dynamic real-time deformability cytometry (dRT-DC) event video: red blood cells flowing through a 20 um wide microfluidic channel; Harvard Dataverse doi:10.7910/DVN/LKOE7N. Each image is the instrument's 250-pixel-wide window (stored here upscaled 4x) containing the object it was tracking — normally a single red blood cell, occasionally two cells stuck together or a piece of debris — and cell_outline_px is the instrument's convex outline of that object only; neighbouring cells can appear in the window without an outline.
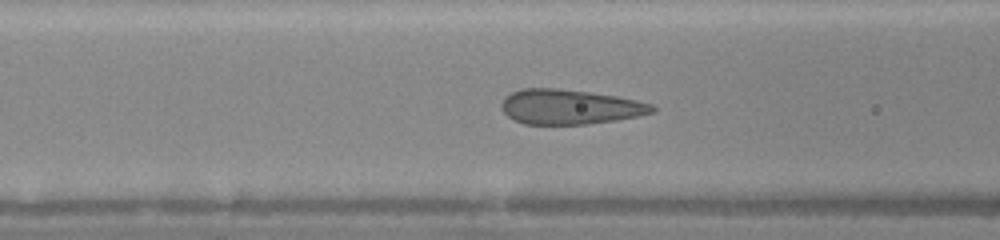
{"species": "human", "species_latin": "Homo sapiens", "temperature_condition": "warm", "stored_images_in_passage": 45, "camera_frame_rate_fps": 3000, "um_per_image_px": 0.085, "donor": {"sex": "female"}, "frame": {"image": 1, "passage_image": 18, "time_ms": 5.667, "image_size_px": [1000, 240], "cell_outline_px": [[656, 112], [616, 120], [588, 124], [524, 124], [508, 116], [500, 108], [500, 104], [504, 96], [520, 88], [556, 88], [588, 92], [616, 96], [636, 100], [652, 104], [656, 108]], "centroid_in_image_um": [48.4, 9.08], "position_along_channel_um": 118.2, "area_um2": 30.63}}
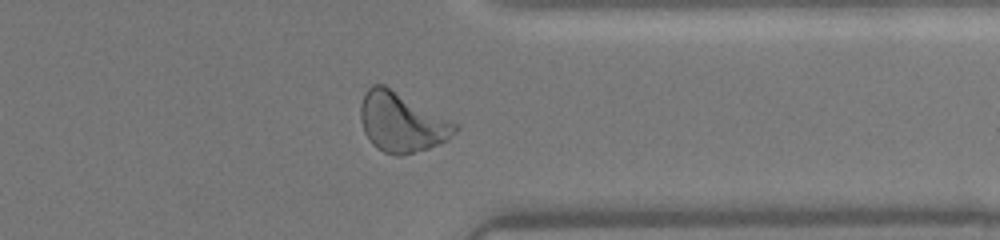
{"frame": {"image": 2, "passage_image": 36, "time_ms": 11.667, "image_size_px": [1000, 240], "cell_outline_px": [[460, 128], [448, 140], [428, 148], [400, 156], [384, 152], [372, 144], [364, 132], [360, 120], [360, 104], [364, 92], [372, 84], [384, 84], [460, 124]], "centroid_in_image_um": [34.16, 10.37], "position_along_channel_um": 377.2, "area_um2": 33.12}}
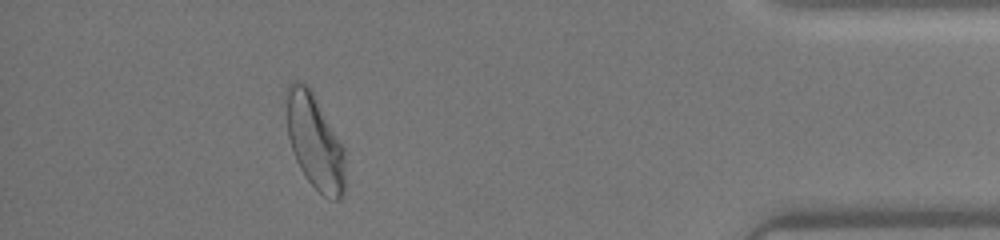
{"frame": {"image": 3, "passage_image": 41, "time_ms": 13.333, "image_size_px": [1000, 240], "cell_outline_px": [[344, 192], [340, 200], [332, 200], [324, 196], [308, 180], [300, 168], [296, 160], [288, 136], [284, 96], [284, 88], [292, 80], [296, 80], [308, 84], [312, 88], [344, 148]], "centroid_in_image_um": [26.72, 11.94], "position_along_channel_um": 408.5, "area_um2": 33.06}, "authors_computed_cell_mechanics": {"area_um2": 31.3854, "velocity_mm_per_s": 4.348, "shape_relaxation_time_tau1_ms": 4.5518, "shape_relaxation_time_tau2_ms": null, "deformation_change_tau1": 0.1341, "deformation_change_tau2": null}}